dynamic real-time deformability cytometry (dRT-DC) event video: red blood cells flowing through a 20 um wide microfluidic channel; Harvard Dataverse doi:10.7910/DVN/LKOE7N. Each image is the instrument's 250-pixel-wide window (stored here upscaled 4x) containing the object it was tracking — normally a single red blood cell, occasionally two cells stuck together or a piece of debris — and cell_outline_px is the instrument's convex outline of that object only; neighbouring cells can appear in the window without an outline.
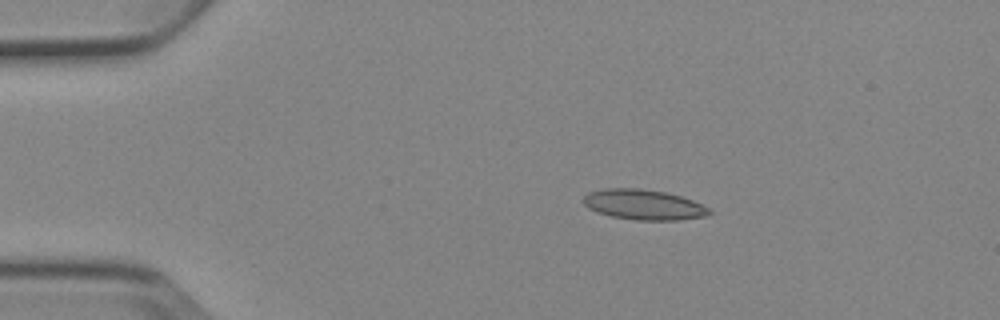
{"species": "Egyptian fruit bat (a non-hibernating species)", "species_latin": "Rousettus aegyptiacus", "temperature_condition": "cold", "stored_images_in_passage": 7, "camera_frame_rate_fps": 3000, "um_per_image_px": 0.085, "animal": {"sex": "female"}, "frame": {"image": 1, "passage_image": 3, "time_ms": 2.333, "image_size_px": [1000, 320], "cell_outline_px": [[712, 212], [708, 216], [680, 220], [636, 220], [612, 216], [596, 212], [588, 208], [584, 204], [584, 196], [588, 192], [604, 188], [640, 188], [668, 192], [692, 200], [712, 208]], "centroid_in_image_um": [54.75, 17.39], "position_along_channel_um": 30.3, "area_um2": 22.48}}
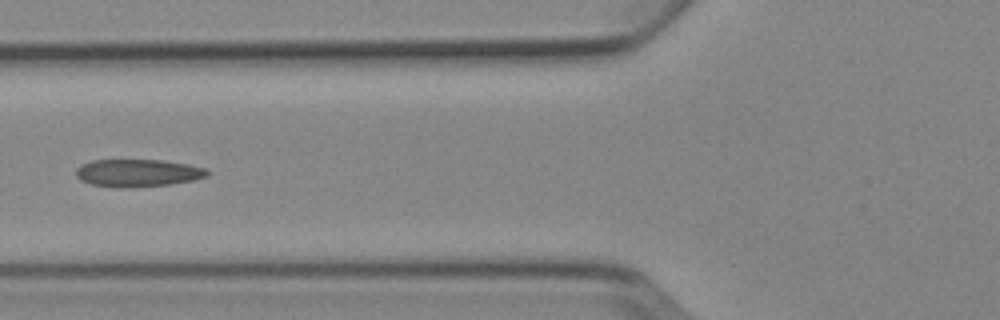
{"frame": {"image": 2, "passage_image": 6, "time_ms": 6.0, "image_size_px": [1000, 320], "cell_outline_px": [[208, 176], [196, 180], [172, 184], [124, 188], [120, 188], [92, 184], [80, 180], [76, 176], [76, 168], [80, 164], [92, 160], [160, 160], [188, 164], [204, 168], [208, 172]], "centroid_in_image_um": [11.7, 14.7], "position_along_channel_um": 114.1, "area_um2": 21.15}}
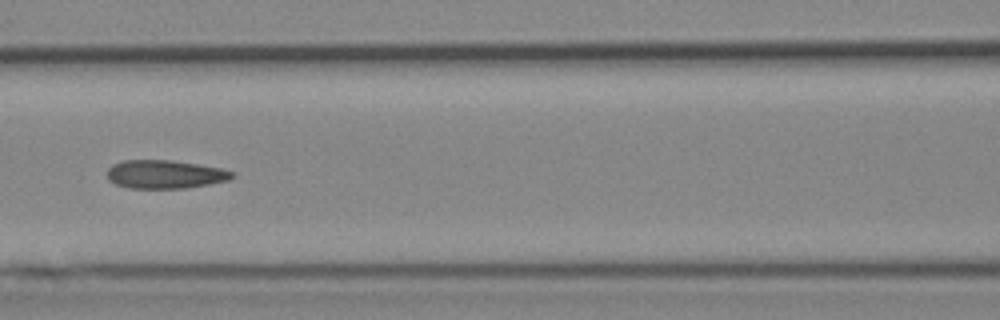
{"frame": {"image": 3, "passage_image": 7, "time_ms": 7.0, "image_size_px": [1000, 320], "cell_outline_px": [[236, 176], [228, 180], [208, 184], [184, 188], [128, 188], [116, 184], [108, 180], [108, 168], [112, 164], [124, 160], [172, 160], [220, 168], [236, 172]], "centroid_in_image_um": [14.03, 14.81], "position_along_channel_um": 152.6, "area_um2": 20.69}}